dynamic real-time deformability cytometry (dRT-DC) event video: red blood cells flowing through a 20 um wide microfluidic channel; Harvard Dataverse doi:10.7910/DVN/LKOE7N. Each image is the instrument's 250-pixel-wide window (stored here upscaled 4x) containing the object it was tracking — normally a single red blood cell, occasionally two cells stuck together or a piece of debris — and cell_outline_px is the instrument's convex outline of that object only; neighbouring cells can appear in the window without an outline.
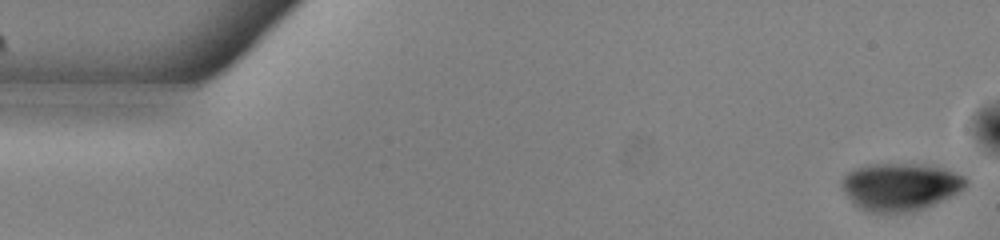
{"species": "common noctule bat (a hibernating species)", "species_latin": "Nyctalus noctula", "temperature_condition": "warm", "stored_images_in_passage": 41, "camera_frame_rate_fps": 3000, "um_per_image_px": 0.085, "animal": {"sex": "male", "body_mass_g": 13.0, "forearm_length_mm": 53.1}, "frame": {"image": 1, "passage_image": 1, "time_ms": 0.0, "image_size_px": [1000, 240], "cell_outline_px": [[968, 184], [964, 188], [924, 208], [912, 212], [868, 212], [852, 204], [844, 192], [840, 184], [840, 180], [848, 172], [856, 168], [868, 164], [928, 164], [944, 168], [964, 176], [968, 180]], "centroid_in_image_um": [76.48, 15.86], "position_along_channel_um": 8.5, "area_um2": 34.45}}
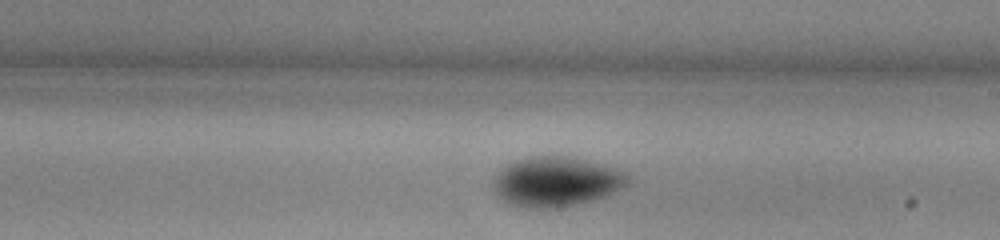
{"frame": {"image": 2, "passage_image": 30, "time_ms": 9.667, "image_size_px": [1000, 240], "cell_outline_px": [[628, 184], [624, 188], [604, 196], [592, 200], [576, 204], [552, 208], [528, 208], [512, 204], [496, 196], [492, 184], [496, 176], [508, 164], [516, 160], [528, 156], [568, 156], [600, 164], [624, 172], [628, 176]], "centroid_in_image_um": [47.26, 15.44], "position_along_channel_um": 241.7, "area_um2": 38.61}}
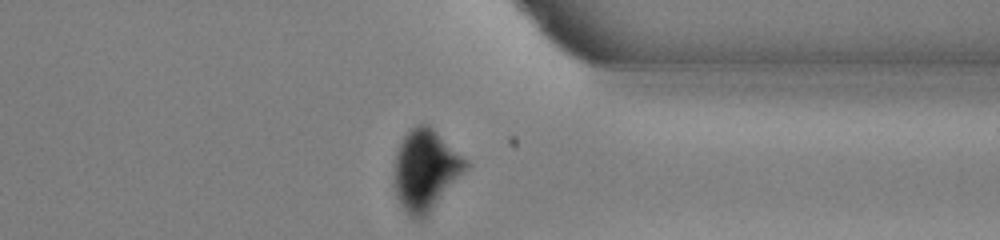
{"frame": {"image": 3, "passage_image": 41, "time_ms": 13.333, "image_size_px": [1000, 240], "cell_outline_px": [[472, 164], [424, 220], [416, 220], [408, 216], [400, 204], [396, 196], [392, 184], [392, 180], [396, 152], [404, 136], [416, 124], [428, 124], [468, 160]], "centroid_in_image_um": [36.17, 14.5], "position_along_channel_um": 375.2, "area_um2": 34.45}}